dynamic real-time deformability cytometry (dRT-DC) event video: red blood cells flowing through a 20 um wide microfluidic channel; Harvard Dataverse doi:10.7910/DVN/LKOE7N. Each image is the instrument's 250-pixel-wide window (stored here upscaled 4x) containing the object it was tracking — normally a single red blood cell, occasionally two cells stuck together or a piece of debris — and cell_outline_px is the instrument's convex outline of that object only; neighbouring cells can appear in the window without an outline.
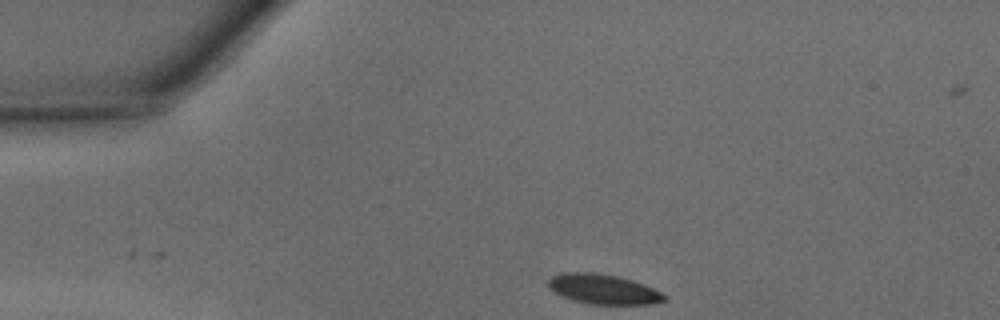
{"species": "common noctule bat (a hibernating species)", "species_latin": "Nyctalus noctula", "temperature_condition": "warm", "stored_images_in_passage": 28, "camera_frame_rate_fps": 3000, "um_per_image_px": 0.085, "animal": {"sex": "male", "body_mass_g": 15.6}, "frame": {"image": 1, "passage_image": 1, "time_ms": 0.0, "image_size_px": [1000, 320], "cell_outline_px": [[668, 300], [652, 304], [588, 304], [564, 296], [548, 288], [548, 280], [552, 276], [560, 272], [596, 272], [616, 276], [632, 280], [644, 284], [668, 296]], "centroid_in_image_um": [51.3, 24.57], "position_along_channel_um": 33.7, "area_um2": 20.17}}
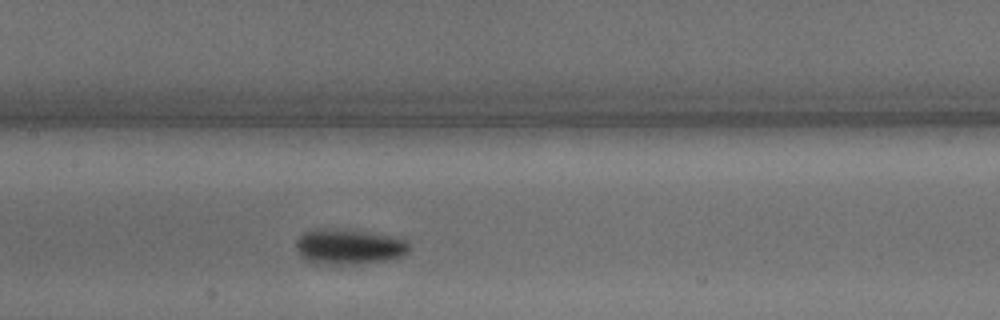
{"frame": {"image": 2, "passage_image": 14, "time_ms": 4.333, "image_size_px": [1000, 320], "cell_outline_px": [[412, 244], [408, 252], [404, 256], [388, 260], [356, 264], [320, 264], [304, 260], [296, 252], [296, 240], [304, 232], [316, 228], [324, 228], [360, 232], [388, 236], [408, 240]], "centroid_in_image_um": [29.64, 20.99], "position_along_channel_um": 177.8, "area_um2": 23.35}}
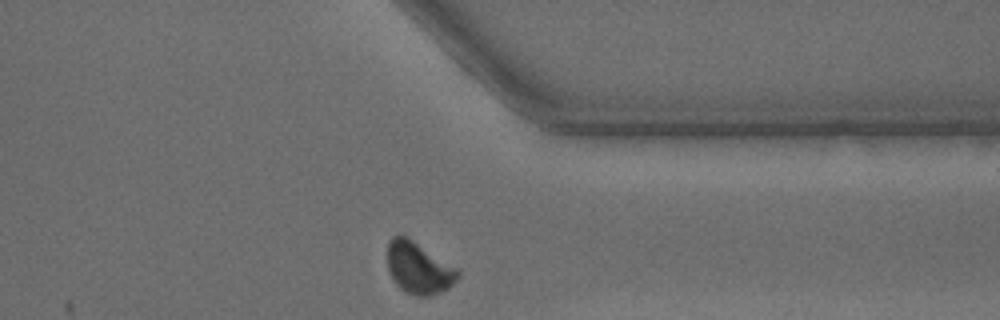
{"frame": {"image": 3, "passage_image": 28, "time_ms": 9.0, "image_size_px": [1000, 320], "cell_outline_px": [[460, 276], [448, 288], [440, 292], [428, 296], [416, 296], [404, 292], [392, 280], [388, 272], [388, 240], [392, 236], [400, 232], [408, 236], [460, 268]], "centroid_in_image_um": [35.59, 22.73], "position_along_channel_um": 375.8, "area_um2": 22.02}, "authors_computed_cell_mechanics": {"area_um2": 22.5709, "velocity_mm_per_s": 4.3236, "shape_relaxation_time_tau1_ms": 9.7444, "shape_relaxation_time_tau2_ms": null, "deformation_change_tau1": 0.3095, "deformation_change_tau2": null}}